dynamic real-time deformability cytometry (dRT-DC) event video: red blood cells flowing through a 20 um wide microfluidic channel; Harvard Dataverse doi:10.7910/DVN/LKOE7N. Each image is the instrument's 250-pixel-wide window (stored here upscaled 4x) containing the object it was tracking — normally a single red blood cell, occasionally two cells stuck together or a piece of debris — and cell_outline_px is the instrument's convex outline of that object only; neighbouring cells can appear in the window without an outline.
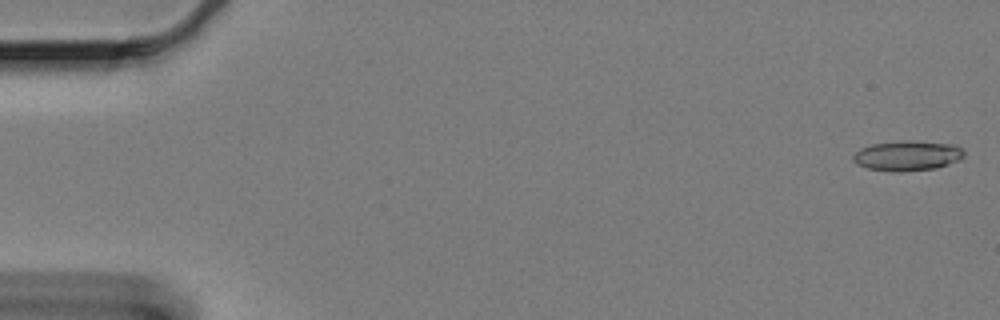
{"species": "Egyptian fruit bat (a non-hibernating species)", "species_latin": "Rousettus aegyptiacus", "temperature_condition": "cold", "stored_images_in_passage": 61, "camera_frame_rate_fps": 3000, "um_per_image_px": 0.085, "animal": {"sex": "female"}, "frame": {"image": 1, "passage_image": 1, "time_ms": 0.0, "image_size_px": [1000, 320], "cell_outline_px": [[964, 156], [960, 160], [936, 168], [904, 172], [888, 172], [868, 168], [856, 164], [852, 160], [852, 156], [860, 148], [872, 144], [900, 140], [912, 140], [956, 144], [964, 152]], "centroid_in_image_um": [77.12, 13.23], "position_along_channel_um": 7.9, "area_um2": 19.83}}
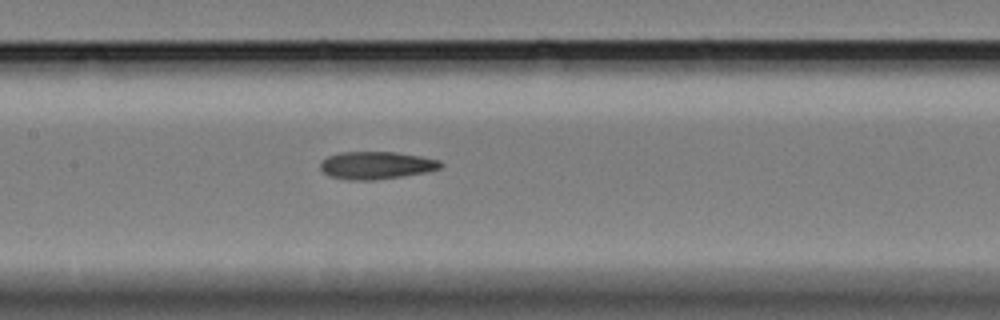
{"frame": {"image": 2, "passage_image": 29, "time_ms": 9.333, "image_size_px": [1000, 320], "cell_outline_px": [[444, 164], [440, 168], [428, 172], [376, 180], [344, 180], [328, 176], [320, 168], [320, 160], [328, 156], [340, 152], [396, 152], [420, 156], [440, 160]], "centroid_in_image_um": [31.97, 14.06], "position_along_channel_um": 175.4, "area_um2": 19.59}}
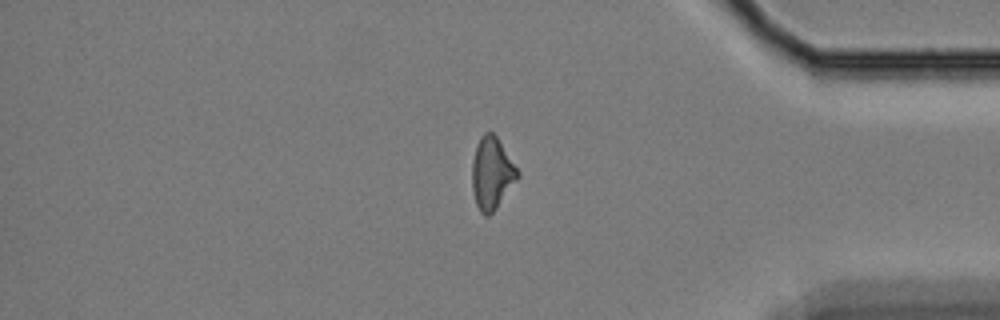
{"frame": {"image": 3, "passage_image": 51, "time_ms": 16.667, "image_size_px": [1000, 320], "cell_outline_px": [[520, 176], [496, 208], [488, 216], [484, 216], [480, 212], [476, 204], [472, 188], [472, 160], [476, 144], [480, 136], [484, 132], [492, 132], [496, 136], [520, 172]], "centroid_in_image_um": [41.79, 14.72], "position_along_channel_um": 393.4, "area_um2": 19.13}}